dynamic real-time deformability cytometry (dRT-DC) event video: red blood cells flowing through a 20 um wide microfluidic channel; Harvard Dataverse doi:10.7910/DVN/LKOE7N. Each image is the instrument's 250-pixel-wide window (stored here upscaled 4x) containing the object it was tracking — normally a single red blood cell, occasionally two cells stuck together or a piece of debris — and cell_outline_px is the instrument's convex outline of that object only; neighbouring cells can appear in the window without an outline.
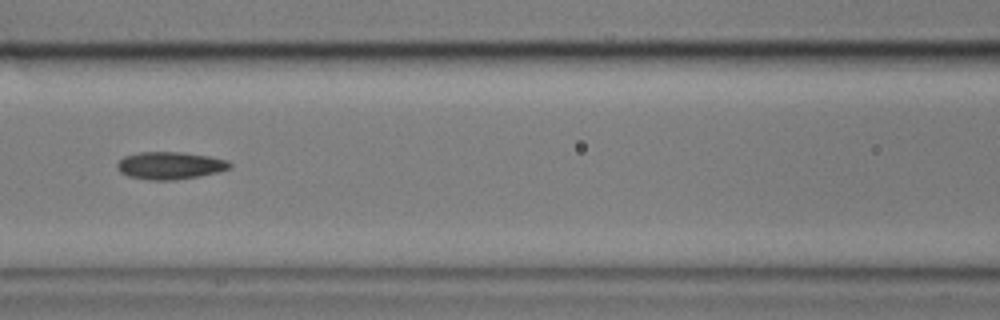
{"species": "common noctule bat (a hibernating species)", "species_latin": "Nyctalus noctula", "temperature_condition": "cold", "stored_images_in_passage": 41, "camera_frame_rate_fps": 3000, "um_per_image_px": 0.085, "animal": {"sex": "male", "body_mass_g": 17.9}, "frame": {"image": 1, "passage_image": 12, "time_ms": 3.667, "image_size_px": [1000, 320], "cell_outline_px": [[232, 168], [220, 172], [200, 176], [176, 180], [148, 180], [128, 176], [120, 172], [116, 168], [116, 164], [124, 156], [140, 152], [184, 152], [208, 156], [228, 160], [232, 164]], "centroid_in_image_um": [14.48, 14.07], "position_along_channel_um": 152.1, "area_um2": 18.26}}
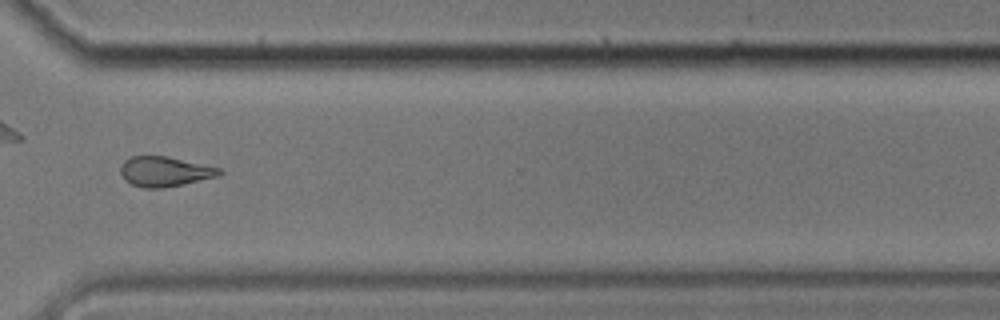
{"frame": {"image": 2, "passage_image": 30, "time_ms": 9.667, "image_size_px": [1000, 320], "cell_outline_px": [[224, 172], [220, 176], [164, 188], [144, 188], [132, 184], [124, 180], [120, 172], [120, 164], [124, 160], [132, 156], [168, 156], [220, 168]], "centroid_in_image_um": [14.0, 14.58], "position_along_channel_um": 356.6, "area_um2": 17.4}, "authors_computed_cell_mechanics": {"area_um2": 17.918, "velocity_mm_per_s": 3.4102, "shape_relaxation_time_tau1_ms": 3.8022, "shape_relaxation_time_tau2_ms": 3.0559, "deformation_change_tau1": 0.1105, "deformation_change_tau2": 0.0981}}